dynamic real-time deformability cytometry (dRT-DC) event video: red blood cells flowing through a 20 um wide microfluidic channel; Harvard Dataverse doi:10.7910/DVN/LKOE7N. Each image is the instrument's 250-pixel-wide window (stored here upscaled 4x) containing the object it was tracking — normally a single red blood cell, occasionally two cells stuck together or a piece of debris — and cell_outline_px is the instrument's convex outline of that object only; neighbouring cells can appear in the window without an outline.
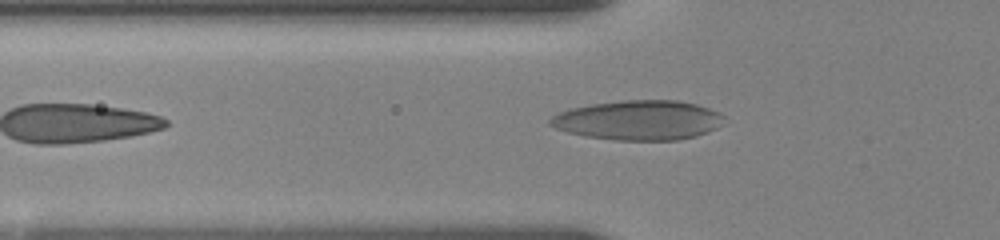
{"species": "human", "species_latin": "Homo sapiens", "temperature_condition": "room temperature", "stored_images_in_passage": 12, "camera_frame_rate_fps": 3000, "um_per_image_px": 0.085, "donor": {"sex": "female"}, "frame": {"image": 1, "passage_image": 12, "time_ms": 5.667, "image_size_px": [1000, 240], "cell_outline_px": [[724, 116], [720, 124], [716, 128], [708, 132], [696, 136], [676, 140], [616, 140], [584, 136], [568, 132], [556, 128], [548, 124], [548, 120], [552, 116], [560, 112], [572, 108], [592, 104], [620, 100], [676, 100], [696, 104], [708, 108]], "centroid_in_image_um": [54.24, 10.22], "position_along_channel_um": 71.6, "area_um2": 40.0}}